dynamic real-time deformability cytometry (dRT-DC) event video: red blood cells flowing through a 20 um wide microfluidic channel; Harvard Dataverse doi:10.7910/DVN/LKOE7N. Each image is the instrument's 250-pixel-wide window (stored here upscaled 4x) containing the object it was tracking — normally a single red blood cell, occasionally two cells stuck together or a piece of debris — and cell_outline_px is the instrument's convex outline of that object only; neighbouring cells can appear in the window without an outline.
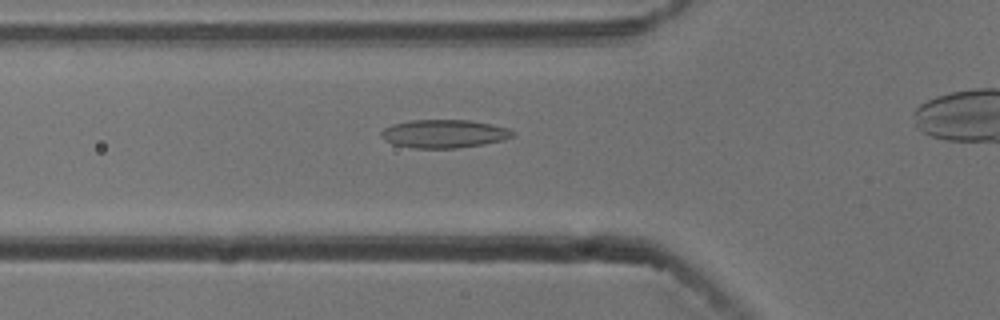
{"species": "common noctule bat (a hibernating species)", "species_latin": "Nyctalus noctula", "temperature_condition": "cold", "stored_images_in_passage": 38, "camera_frame_rate_fps": 3000, "um_per_image_px": 0.085, "animal": {"sex": "male", "body_mass_g": 13.3}, "frame": {"image": 1, "passage_image": 10, "time_ms": 3.0, "image_size_px": [1000, 320], "cell_outline_px": [[516, 132], [512, 136], [504, 140], [484, 144], [456, 148], [412, 148], [392, 144], [384, 140], [380, 136], [380, 132], [384, 128], [392, 124], [412, 120], [468, 120], [492, 124], [508, 128]], "centroid_in_image_um": [37.73, 11.37], "position_along_channel_um": 88.1, "area_um2": 21.79}}
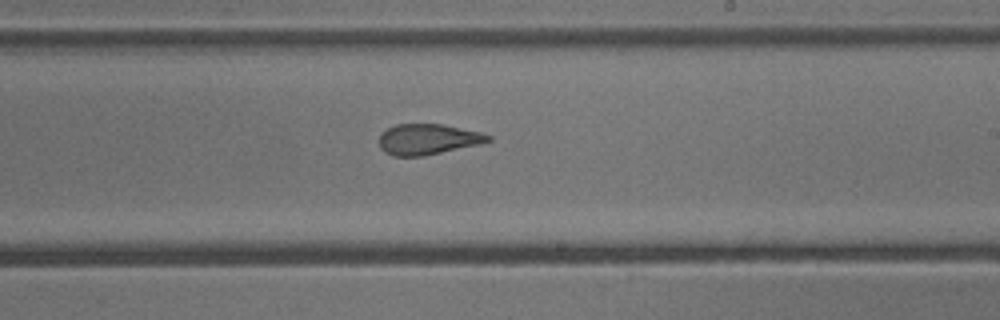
{"frame": {"image": 2, "passage_image": 23, "time_ms": 7.333, "image_size_px": [1000, 320], "cell_outline_px": [[492, 140], [480, 144], [424, 156], [392, 156], [384, 152], [380, 148], [380, 132], [396, 124], [444, 124], [480, 132], [492, 136]], "centroid_in_image_um": [36.36, 11.84], "position_along_channel_um": 252.6, "area_um2": 19.59}}
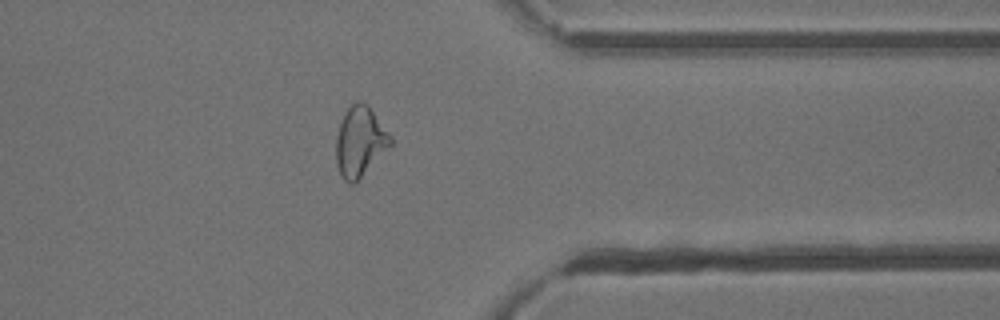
{"frame": {"image": 3, "passage_image": 34, "time_ms": 11.0, "image_size_px": [1000, 320], "cell_outline_px": [[392, 144], [352, 184], [348, 184], [344, 180], [336, 164], [336, 136], [344, 112], [356, 100], [360, 100], [368, 104], [392, 136]], "centroid_in_image_um": [30.59, 11.98], "position_along_channel_um": 380.8, "area_um2": 21.96}, "authors_computed_cell_mechanics": {"area_um2": 20.7213, "velocity_mm_per_s": 3.7804, "shape_relaxation_time_tau1_ms": null, "shape_relaxation_time_tau2_ms": 1.6832, "deformation_change_tau1": null, "deformation_change_tau2": 0.0856}}